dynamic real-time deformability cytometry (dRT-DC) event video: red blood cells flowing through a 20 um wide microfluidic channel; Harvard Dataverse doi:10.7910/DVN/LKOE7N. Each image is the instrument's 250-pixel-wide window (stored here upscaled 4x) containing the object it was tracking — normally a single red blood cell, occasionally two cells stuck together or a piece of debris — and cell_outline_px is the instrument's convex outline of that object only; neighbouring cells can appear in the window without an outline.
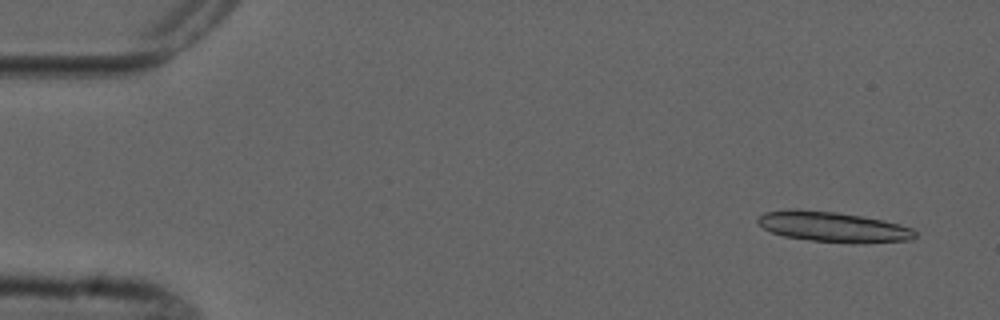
{"species": "common noctule bat (a hibernating species)", "species_latin": "Nyctalus noctula", "temperature_condition": "cold", "stored_images_in_passage": 4, "camera_frame_rate_fps": 3000, "um_per_image_px": 0.085, "animal": {"sex": "male", "forearm_length_mm": 52.5}, "frame": {"image": 1, "passage_image": 1, "time_ms": 0.0, "image_size_px": [1000, 320], "cell_outline_px": [[916, 236], [908, 240], [852, 244], [812, 240], [784, 236], [772, 232], [764, 228], [756, 220], [764, 212], [836, 212], [860, 216], [900, 224], [912, 228], [916, 232]], "centroid_in_image_um": [70.92, 19.33], "position_along_channel_um": 14.1, "area_um2": 26.59}}